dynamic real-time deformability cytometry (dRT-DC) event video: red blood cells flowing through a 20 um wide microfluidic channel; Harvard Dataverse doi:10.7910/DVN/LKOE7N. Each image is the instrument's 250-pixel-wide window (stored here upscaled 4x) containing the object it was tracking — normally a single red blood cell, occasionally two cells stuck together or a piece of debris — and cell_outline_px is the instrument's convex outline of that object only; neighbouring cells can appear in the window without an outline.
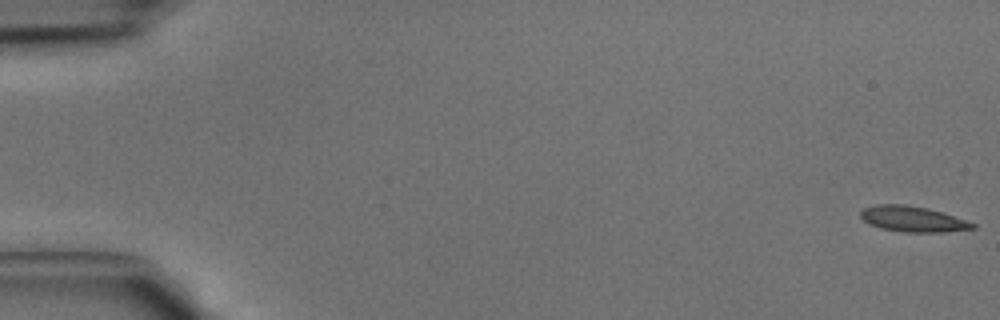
{"species": "common noctule bat (a hibernating species)", "species_latin": "Nyctalus noctula", "temperature_condition": "cold", "stored_images_in_passage": 44, "camera_frame_rate_fps": 3000, "um_per_image_px": 0.085, "animal": {"sex": "male", "body_mass_g": 15.6}, "frame": {"image": 1, "passage_image": 1, "time_ms": 0.0, "image_size_px": [1000, 320], "cell_outline_px": [[976, 228], [944, 232], [904, 232], [880, 228], [868, 224], [860, 216], [860, 212], [864, 208], [876, 204], [904, 204], [928, 208], [976, 224]], "centroid_in_image_um": [77.54, 18.62], "position_along_channel_um": 7.5, "area_um2": 16.59}}
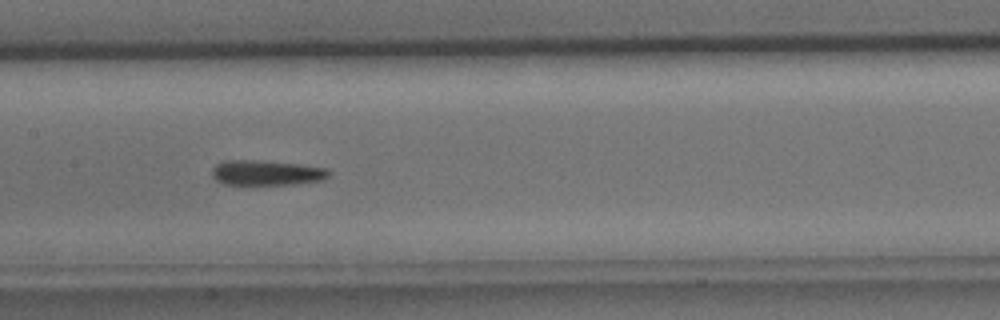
{"frame": {"image": 2, "passage_image": 22, "time_ms": 7.0, "image_size_px": [1000, 320], "cell_outline_px": [[332, 172], [324, 180], [296, 184], [224, 184], [216, 180], [212, 176], [212, 168], [216, 164], [224, 160], [264, 160], [300, 164], [328, 168]], "centroid_in_image_um": [22.68, 14.67], "position_along_channel_um": 184.7, "area_um2": 17.34}}
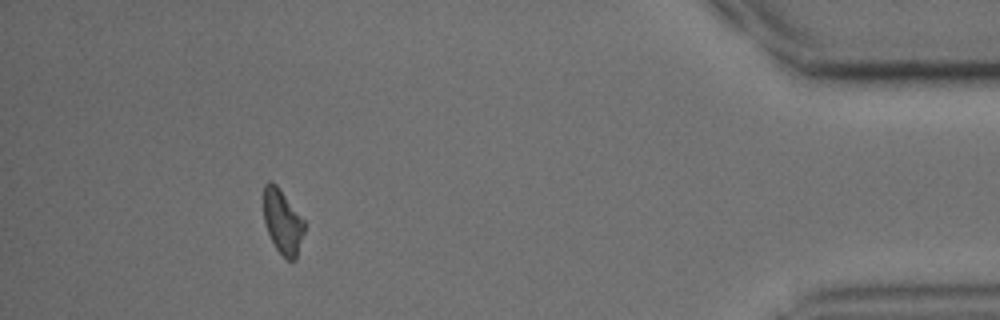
{"frame": {"image": 3, "passage_image": 40, "time_ms": 13.0, "image_size_px": [1000, 320], "cell_outline_px": [[304, 232], [296, 260], [288, 260], [276, 248], [264, 224], [264, 184], [268, 180], [272, 180], [276, 184], [304, 220]], "centroid_in_image_um": [24.01, 18.83], "position_along_channel_um": 411.2, "area_um2": 15.14}}